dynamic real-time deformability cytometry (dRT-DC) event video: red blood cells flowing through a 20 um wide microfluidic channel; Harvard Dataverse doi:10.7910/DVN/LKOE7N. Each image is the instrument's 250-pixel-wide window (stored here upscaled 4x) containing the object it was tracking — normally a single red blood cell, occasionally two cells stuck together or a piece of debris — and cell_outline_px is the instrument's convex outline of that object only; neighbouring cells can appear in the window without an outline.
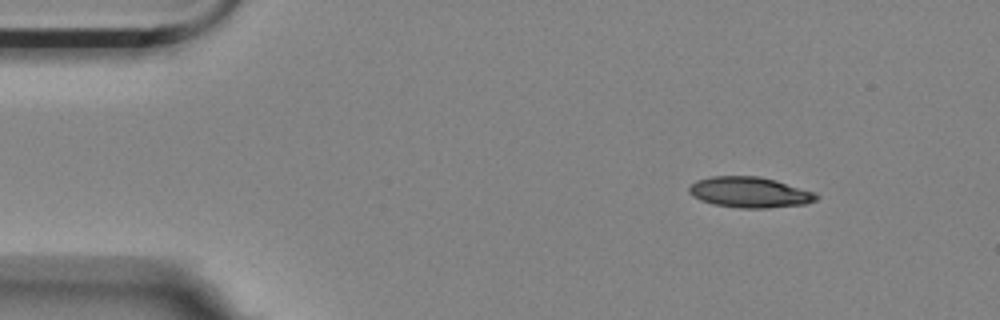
{"species": "Egyptian fruit bat (a non-hibernating species)", "species_latin": "Rousettus aegyptiacus", "temperature_condition": "room temperature", "stored_images_in_passage": 7, "camera_frame_rate_fps": 3000, "um_per_image_px": 0.085, "animal": {"sex": "female"}, "frame": {"image": 1, "passage_image": 1, "time_ms": 0.0, "image_size_px": [1000, 320], "cell_outline_px": [[820, 196], [816, 200], [804, 204], [768, 208], [740, 208], [716, 204], [700, 200], [692, 196], [688, 192], [688, 188], [696, 180], [712, 176], [760, 176], [776, 180], [816, 192]], "centroid_in_image_um": [63.74, 16.34], "position_along_channel_um": 21.3, "area_um2": 22.83}}
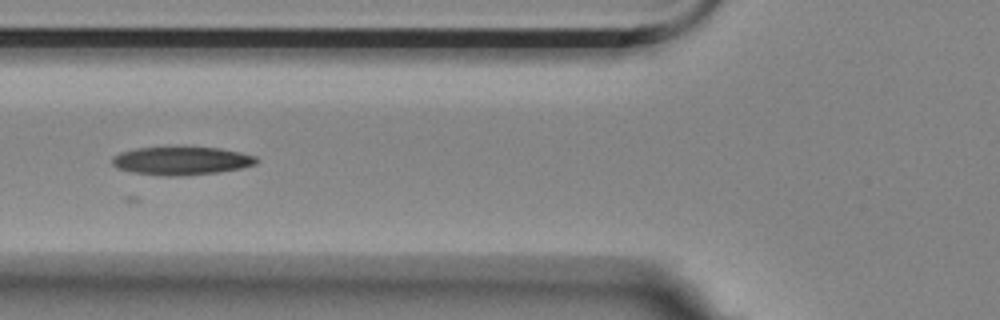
{"frame": {"image": 2, "passage_image": 5, "time_ms": 1.333, "image_size_px": [1000, 320], "cell_outline_px": [[256, 164], [240, 168], [216, 172], [176, 176], [164, 176], [132, 172], [116, 168], [112, 164], [112, 156], [120, 152], [136, 148], [220, 148], [240, 152], [256, 156]], "centroid_in_image_um": [15.37, 13.67], "position_along_channel_um": 110.4, "area_um2": 23.35}}
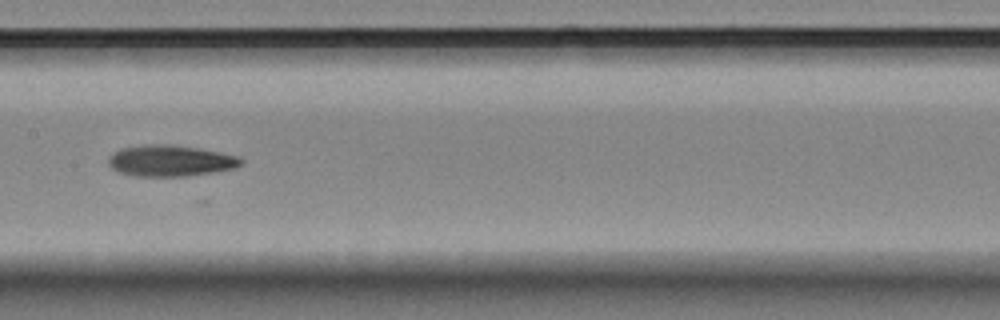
{"frame": {"image": 3, "passage_image": 7, "time_ms": 2.0, "image_size_px": [1000, 320], "cell_outline_px": [[244, 164], [236, 168], [216, 172], [188, 176], [136, 176], [120, 172], [112, 168], [108, 164], [108, 160], [120, 148], [144, 144], [168, 144], [196, 148], [220, 152], [240, 156], [244, 160]], "centroid_in_image_um": [14.56, 13.66], "position_along_channel_um": 192.8, "area_um2": 24.22}}